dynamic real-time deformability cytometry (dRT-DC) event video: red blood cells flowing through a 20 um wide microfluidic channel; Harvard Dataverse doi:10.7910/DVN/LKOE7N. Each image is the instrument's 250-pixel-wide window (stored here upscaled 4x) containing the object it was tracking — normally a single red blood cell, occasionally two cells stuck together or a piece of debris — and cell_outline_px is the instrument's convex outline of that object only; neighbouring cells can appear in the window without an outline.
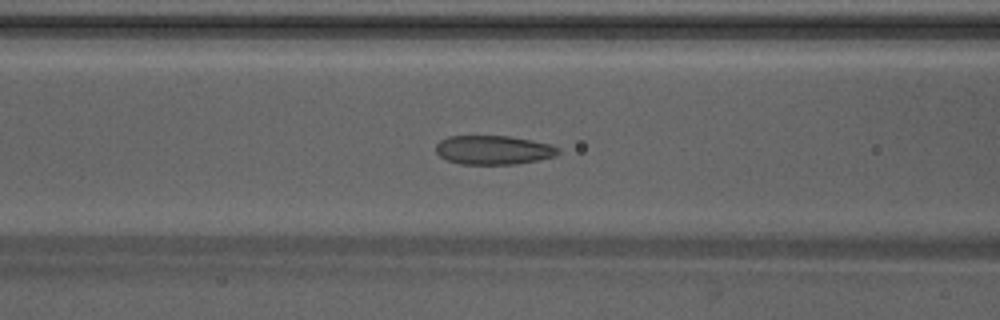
{"species": "Egyptian fruit bat (a non-hibernating species)", "species_latin": "Rousettus aegyptiacus", "temperature_condition": "warm", "stored_images_in_passage": 50, "camera_frame_rate_fps": 3000, "um_per_image_px": 0.085, "animal": {"sex": "male"}, "frame": {"image": 1, "passage_image": 21, "time_ms": 6.667, "image_size_px": [1000, 320], "cell_outline_px": [[560, 152], [556, 156], [516, 164], [460, 164], [448, 160], [440, 156], [436, 152], [436, 144], [440, 140], [448, 136], [508, 136], [532, 140], [552, 144], [560, 148]], "centroid_in_image_um": [41.96, 12.74], "position_along_channel_um": 124.6, "area_um2": 20.75}}
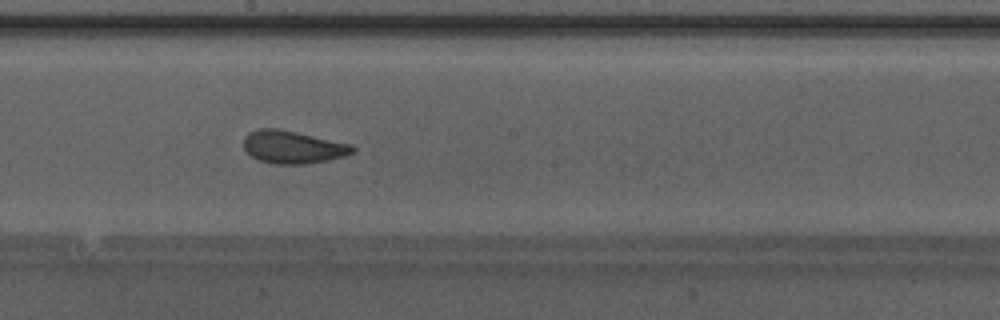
{"frame": {"image": 2, "passage_image": 28, "time_ms": 9.0, "image_size_px": [1000, 320], "cell_outline_px": [[356, 152], [344, 156], [328, 160], [304, 164], [276, 164], [260, 160], [252, 156], [244, 148], [244, 136], [248, 132], [260, 128], [276, 128], [296, 132], [352, 144], [356, 148]], "centroid_in_image_um": [24.91, 12.49], "position_along_channel_um": 223.3, "area_um2": 20.75}}
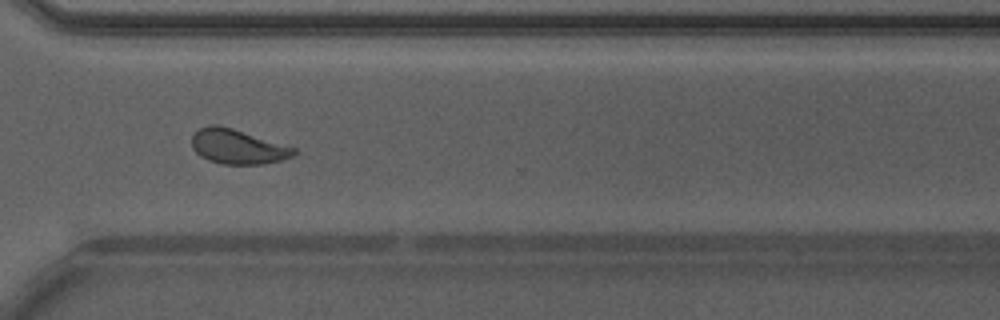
{"frame": {"image": 3, "passage_image": 37, "time_ms": 12.0, "image_size_px": [1000, 320], "cell_outline_px": [[296, 156], [264, 164], [220, 164], [208, 160], [200, 156], [192, 148], [192, 136], [200, 128], [208, 124], [216, 124], [232, 128], [296, 148]], "centroid_in_image_um": [20.19, 12.47], "position_along_channel_um": 350.4, "area_um2": 20.63}}